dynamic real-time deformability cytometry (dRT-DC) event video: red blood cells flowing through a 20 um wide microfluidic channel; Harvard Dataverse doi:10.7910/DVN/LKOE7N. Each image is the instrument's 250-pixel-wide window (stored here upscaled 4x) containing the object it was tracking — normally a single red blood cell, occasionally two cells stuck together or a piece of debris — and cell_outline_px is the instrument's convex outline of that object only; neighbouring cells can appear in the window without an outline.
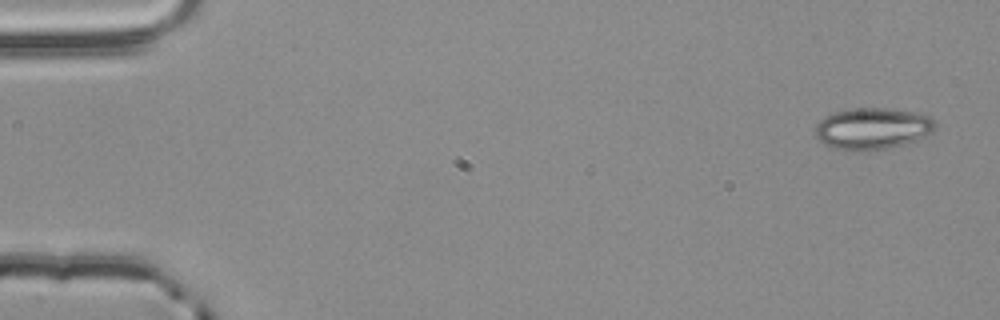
{"species": "common noctule bat (a hibernating species)", "species_latin": "Nyctalus noctula", "temperature_condition": "room temperature", "stored_images_in_passage": 4, "camera_frame_rate_fps": 3000, "um_per_image_px": 0.085, "animal": {"sex": "male", "body_mass_g": 20.4}, "frame": {"image": 1, "passage_image": 1, "time_ms": 0.0, "image_size_px": [1000, 320], "cell_outline_px": [[936, 128], [932, 132], [916, 144], [884, 148], [836, 148], [824, 144], [816, 136], [816, 124], [824, 116], [836, 112], [852, 108], [892, 108], [916, 112], [928, 116], [936, 120]], "centroid_in_image_um": [74.28, 10.89], "position_along_channel_um": 10.7, "area_um2": 29.02}}